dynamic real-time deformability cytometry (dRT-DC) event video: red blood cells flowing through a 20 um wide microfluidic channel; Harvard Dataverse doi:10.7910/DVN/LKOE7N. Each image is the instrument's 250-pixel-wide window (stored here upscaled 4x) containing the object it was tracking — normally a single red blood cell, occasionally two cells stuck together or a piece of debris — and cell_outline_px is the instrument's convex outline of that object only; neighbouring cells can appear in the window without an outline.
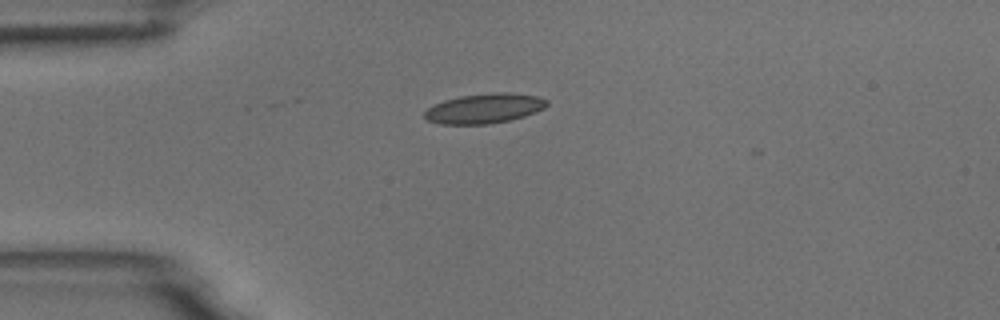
{"species": "common noctule bat (a hibernating species)", "species_latin": "Nyctalus noctula", "temperature_condition": "room temperature", "stored_images_in_passage": 7, "camera_frame_rate_fps": 3000, "um_per_image_px": 0.085, "animal": {"sex": "male", "body_mass_g": 18.8}, "frame": {"image": 1, "passage_image": 6, "time_ms": 1.667, "image_size_px": [1000, 320], "cell_outline_px": [[548, 104], [544, 108], [536, 112], [524, 116], [508, 120], [488, 124], [440, 124], [428, 120], [424, 116], [424, 112], [428, 108], [444, 100], [460, 96], [500, 92], [508, 92], [536, 96], [548, 100]], "centroid_in_image_um": [41.18, 9.22], "position_along_channel_um": 43.8, "area_um2": 21.04}}